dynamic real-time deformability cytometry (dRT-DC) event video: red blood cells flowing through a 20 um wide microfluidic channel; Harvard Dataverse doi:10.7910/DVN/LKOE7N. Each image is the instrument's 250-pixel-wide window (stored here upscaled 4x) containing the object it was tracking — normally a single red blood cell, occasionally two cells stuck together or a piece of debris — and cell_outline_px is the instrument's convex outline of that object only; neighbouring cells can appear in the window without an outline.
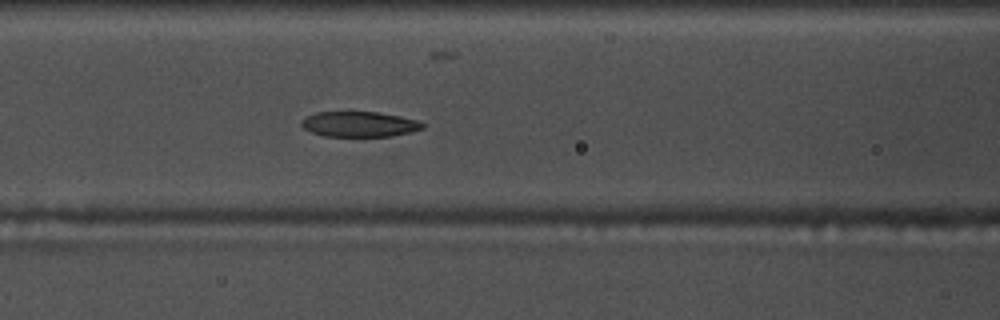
{"species": "common noctule bat (a hibernating species)", "species_latin": "Nyctalus noctula", "temperature_condition": "warm", "stored_images_in_passage": 44, "segment_of_instrument_passage": [1, 2], "camera_frame_rate_fps": 3000, "um_per_image_px": 0.085, "animal": {"sex": "male", "body_mass_g": 17.5, "forearm_length_mm": 52.3}, "frame": {"image": 1, "passage_image": 11, "time_ms": 3.333, "image_size_px": [1000, 320], "cell_outline_px": [[424, 128], [412, 132], [392, 136], [324, 136], [312, 132], [304, 128], [300, 124], [300, 120], [304, 116], [316, 112], [376, 112], [400, 116], [420, 120], [424, 124]], "centroid_in_image_um": [30.54, 10.55], "position_along_channel_um": 136.1, "area_um2": 18.03}}
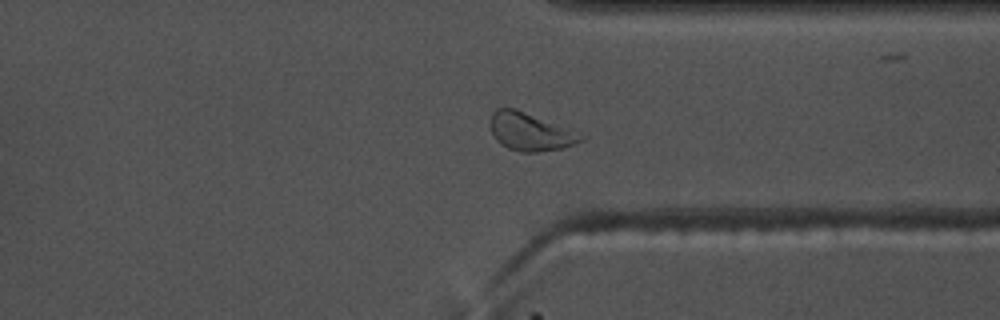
{"frame": {"image": 2, "passage_image": 30, "time_ms": 9.667, "image_size_px": [1000, 320], "cell_outline_px": [[588, 136], [584, 140], [564, 148], [536, 152], [520, 152], [508, 148], [500, 144], [492, 136], [492, 112], [496, 108], [512, 108], [588, 132]], "centroid_in_image_um": [45.23, 11.2], "position_along_channel_um": 366.2, "area_um2": 20.69}}
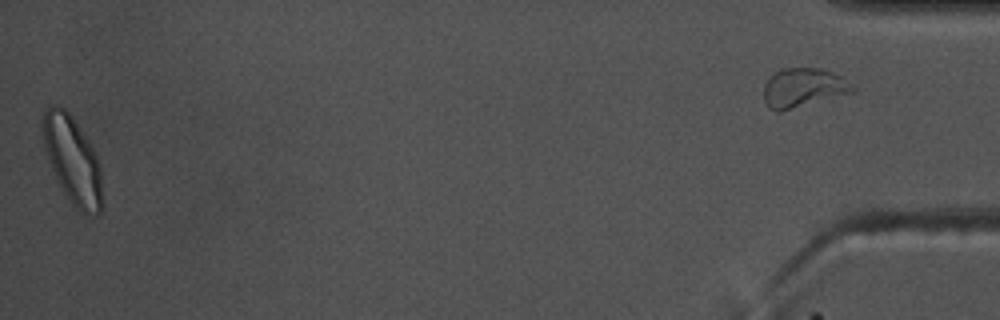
{"frame": {"image": 3, "passage_image": 43, "time_ms": 14.0, "image_size_px": [1000, 320], "cell_outline_px": [[104, 208], [100, 212], [80, 212], [72, 204], [64, 192], [52, 168], [44, 148], [40, 132], [40, 124], [44, 112], [52, 104], [56, 104], [64, 108], [68, 112], [88, 140], [96, 156], [100, 168], [104, 204]], "centroid_in_image_um": [6.14, 13.58], "position_along_channel_um": 429.1, "area_um2": 30.17}}